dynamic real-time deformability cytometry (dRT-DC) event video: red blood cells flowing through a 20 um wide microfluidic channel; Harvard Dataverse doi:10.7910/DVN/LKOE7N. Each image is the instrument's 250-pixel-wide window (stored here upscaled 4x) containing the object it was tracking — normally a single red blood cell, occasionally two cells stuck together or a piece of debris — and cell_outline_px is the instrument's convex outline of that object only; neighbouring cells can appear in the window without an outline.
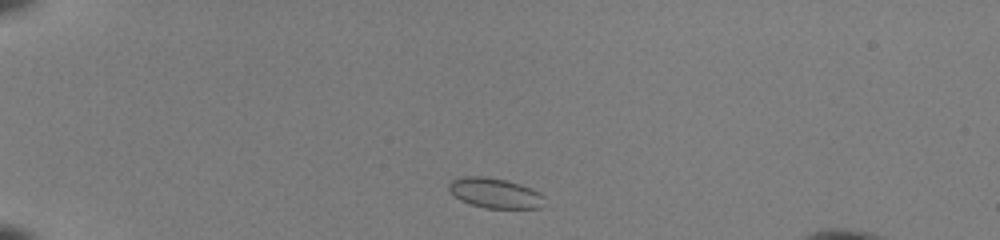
{"species": "common noctule bat (a hibernating species)", "species_latin": "Nyctalus noctula", "temperature_condition": "room temperature", "stored_images_in_passage": 39, "camera_frame_rate_fps": 3000, "um_per_image_px": 0.085, "animal": {"sex": "female", "body_mass_g": 22.0, "forearm_length_mm": 56.7}, "frame": {"image": 1, "passage_image": 2, "time_ms": 0.333, "image_size_px": [1000, 240], "cell_outline_px": [[544, 208], [484, 208], [460, 200], [448, 188], [448, 184], [452, 180], [464, 176], [484, 176], [508, 180], [532, 188], [540, 192], [544, 196]], "centroid_in_image_um": [42.12, 16.41], "position_along_channel_um": 42.9, "area_um2": 16.88}}
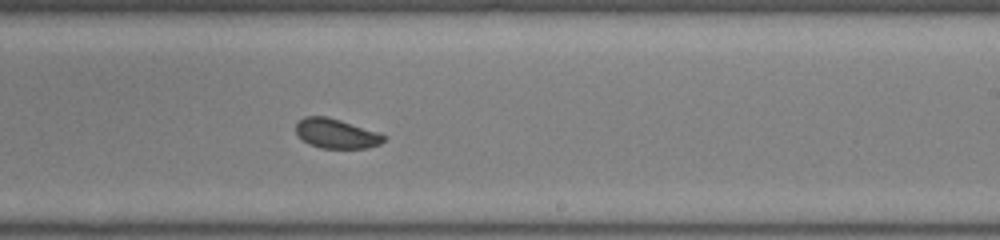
{"frame": {"image": 2, "passage_image": 22, "time_ms": 7.0, "image_size_px": [1000, 240], "cell_outline_px": [[388, 136], [380, 144], [368, 148], [320, 148], [308, 144], [296, 132], [296, 124], [304, 116], [328, 116]], "centroid_in_image_um": [28.58, 11.36], "position_along_channel_um": 260.4, "area_um2": 15.03}}
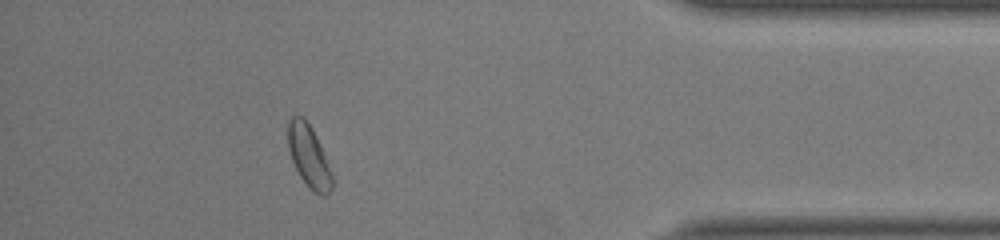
{"frame": {"image": 3, "passage_image": 35, "time_ms": 11.333, "image_size_px": [1000, 240], "cell_outline_px": [[336, 180], [328, 196], [320, 196], [312, 192], [308, 188], [300, 176], [292, 160], [288, 148], [288, 120], [292, 116], [304, 116], [312, 128], [320, 144]], "centroid_in_image_um": [26.3, 13.34], "position_along_channel_um": 408.9, "area_um2": 16.47}, "authors_computed_cell_mechanics": {"area_um2": 16.0684, "velocity_mm_per_s": 4.078, "shape_relaxation_time_tau1_ms": 3.7487, "shape_relaxation_time_tau2_ms": null, "deformation_change_tau1": 0.0585, "deformation_change_tau2": null}}